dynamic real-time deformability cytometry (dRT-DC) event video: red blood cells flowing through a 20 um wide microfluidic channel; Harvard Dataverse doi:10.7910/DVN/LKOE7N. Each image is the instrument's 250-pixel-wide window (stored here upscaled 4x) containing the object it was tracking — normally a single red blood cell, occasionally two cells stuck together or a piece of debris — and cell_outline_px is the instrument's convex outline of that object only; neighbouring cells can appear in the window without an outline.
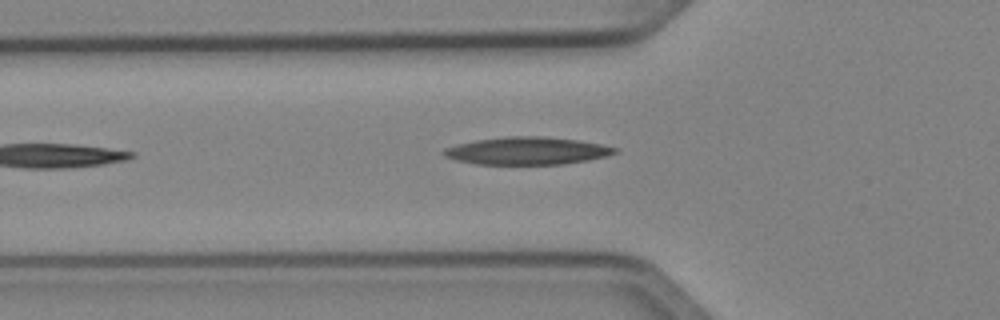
{"species": "Egyptian fruit bat (a non-hibernating species)", "species_latin": "Rousettus aegyptiacus", "temperature_condition": "cold", "stored_images_in_passage": 37, "camera_frame_rate_fps": 3000, "um_per_image_px": 0.085, "animal": {"sex": "female"}, "frame": {"image": 1, "passage_image": 6, "time_ms": 1.667, "image_size_px": [1000, 320], "cell_outline_px": [[620, 152], [588, 160], [564, 164], [476, 164], [456, 160], [444, 156], [440, 152], [444, 148], [456, 144], [476, 140], [504, 136], [544, 136], [580, 140], [600, 144], [616, 148]], "centroid_in_image_um": [44.77, 12.81], "position_along_channel_um": 81.0, "area_um2": 27.63}}
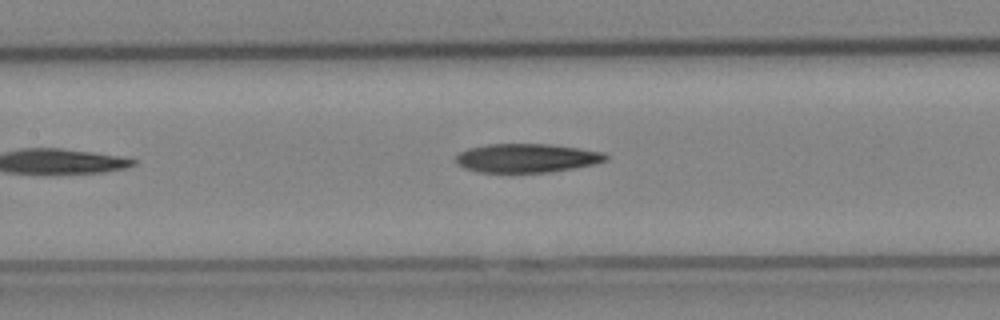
{"frame": {"image": 2, "passage_image": 12, "time_ms": 3.667, "image_size_px": [1000, 320], "cell_outline_px": [[608, 160], [596, 164], [552, 172], [476, 172], [464, 168], [456, 164], [456, 156], [460, 152], [468, 148], [488, 144], [552, 144], [580, 148], [604, 152], [608, 156]], "centroid_in_image_um": [44.8, 13.43], "position_along_channel_um": 162.6, "area_um2": 25.43}}
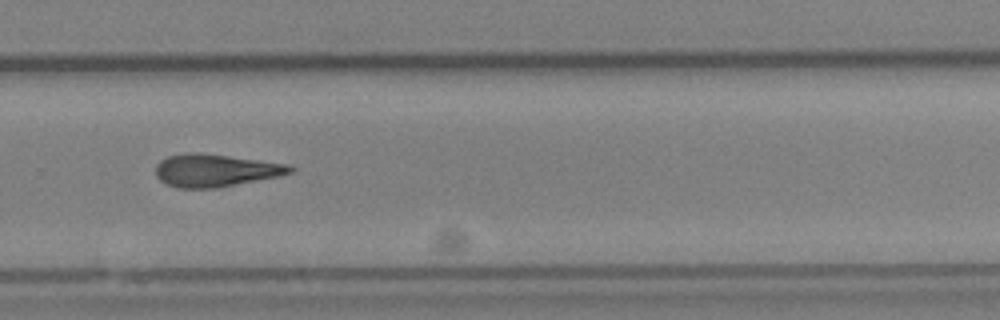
{"frame": {"image": 3, "passage_image": 23, "time_ms": 7.333, "image_size_px": [1000, 320], "cell_outline_px": [[296, 168], [292, 172], [280, 176], [220, 188], [180, 188], [168, 184], [160, 180], [156, 176], [156, 164], [160, 160], [168, 156], [196, 152], [228, 156], [288, 164]], "centroid_in_image_um": [18.33, 14.49], "position_along_channel_um": 311.5, "area_um2": 25.49}}